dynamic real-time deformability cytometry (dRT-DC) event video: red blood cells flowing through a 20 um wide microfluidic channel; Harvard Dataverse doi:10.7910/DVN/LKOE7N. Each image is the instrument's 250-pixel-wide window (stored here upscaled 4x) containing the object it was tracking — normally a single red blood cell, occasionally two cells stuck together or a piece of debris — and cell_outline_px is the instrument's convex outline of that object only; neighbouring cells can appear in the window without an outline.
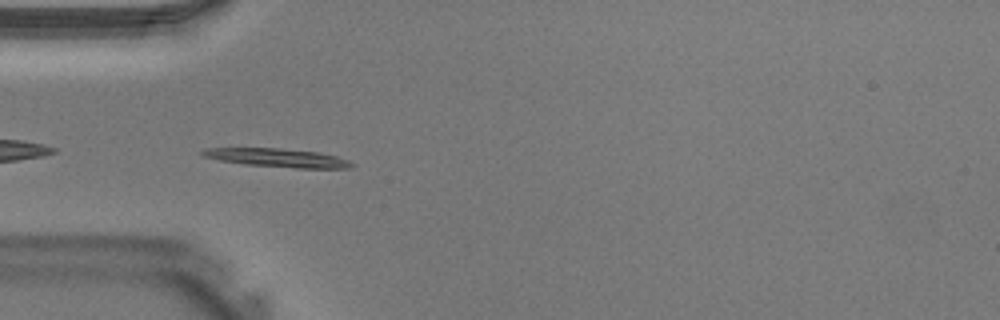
{"species": "Egyptian fruit bat (a non-hibernating species)", "species_latin": "Rousettus aegyptiacus", "temperature_condition": "warm", "stored_images_in_passage": 3, "camera_frame_rate_fps": 3000, "um_per_image_px": 0.085, "animal": {"sex": "male"}, "frame": {"image": 1, "passage_image": 1, "time_ms": 0.0, "image_size_px": [1000, 320], "cell_outline_px": [[356, 164], [348, 168], [296, 168], [244, 164], [220, 160], [204, 156], [200, 152], [204, 148], [280, 148], [316, 152], [336, 156], [348, 160]], "centroid_in_image_um": [23.59, 13.41], "position_along_channel_um": 61.4, "area_um2": 15.95}}